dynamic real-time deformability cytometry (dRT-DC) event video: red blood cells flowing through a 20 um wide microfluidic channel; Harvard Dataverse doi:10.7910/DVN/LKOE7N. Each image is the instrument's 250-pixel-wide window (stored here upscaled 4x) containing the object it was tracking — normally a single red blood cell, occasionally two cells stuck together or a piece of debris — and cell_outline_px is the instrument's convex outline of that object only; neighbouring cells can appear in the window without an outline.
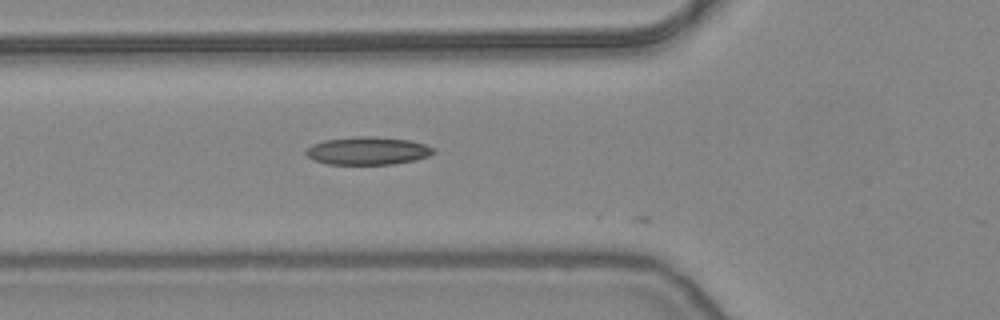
{"species": "common noctule bat (a hibernating species)", "species_latin": "Nyctalus noctula", "temperature_condition": "warm", "stored_images_in_passage": 9, "camera_frame_rate_fps": 3000, "um_per_image_px": 0.085, "animal": {"sex": "female", "body_mass_g": 24.6, "forearm_length_mm": 56.2}, "frame": {"image": 1, "passage_image": 7, "time_ms": 2.0, "image_size_px": [1000, 320], "cell_outline_px": [[436, 152], [428, 156], [416, 160], [392, 164], [328, 164], [312, 160], [304, 152], [312, 144], [324, 140], [356, 136], [376, 136], [412, 140], [436, 148]], "centroid_in_image_um": [31.28, 12.81], "position_along_channel_um": 94.5, "area_um2": 20.98}}